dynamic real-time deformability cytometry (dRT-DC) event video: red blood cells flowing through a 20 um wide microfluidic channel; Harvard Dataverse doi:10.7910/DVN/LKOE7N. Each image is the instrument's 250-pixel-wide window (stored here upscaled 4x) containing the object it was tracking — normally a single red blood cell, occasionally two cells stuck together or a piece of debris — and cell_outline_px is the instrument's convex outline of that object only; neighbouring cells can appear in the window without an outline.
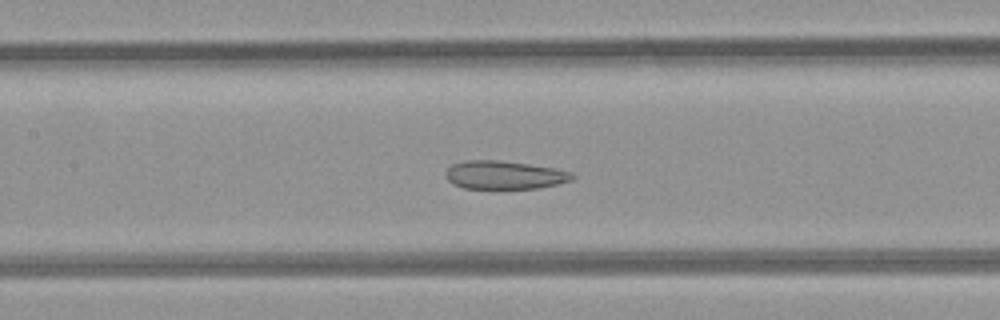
{"species": "common noctule bat (a hibernating species)", "species_latin": "Nyctalus noctula", "temperature_condition": "room temperature", "stored_images_in_passage": 42, "camera_frame_rate_fps": 3000, "um_per_image_px": 0.085, "animal": {"sex": "female", "body_mass_g": 21.9}, "frame": {"image": 1, "passage_image": 22, "time_ms": 7.0, "image_size_px": [1000, 320], "cell_outline_px": [[576, 176], [572, 180], [560, 184], [540, 188], [464, 188], [452, 184], [448, 180], [444, 172], [452, 164], [464, 160], [500, 160], [556, 168], [572, 172]], "centroid_in_image_um": [42.89, 14.87], "position_along_channel_um": 164.5, "area_um2": 21.1}}
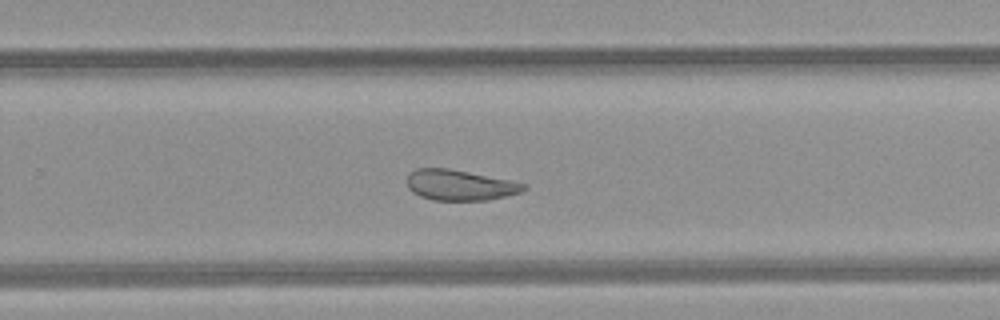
{"frame": {"image": 2, "passage_image": 31, "time_ms": 10.0, "image_size_px": [1000, 320], "cell_outline_px": [[528, 188], [520, 192], [488, 200], [432, 200], [420, 196], [412, 192], [408, 188], [408, 176], [416, 168], [448, 168], [508, 180], [524, 184]], "centroid_in_image_um": [39.05, 15.74], "position_along_channel_um": 290.7, "area_um2": 20.46}}
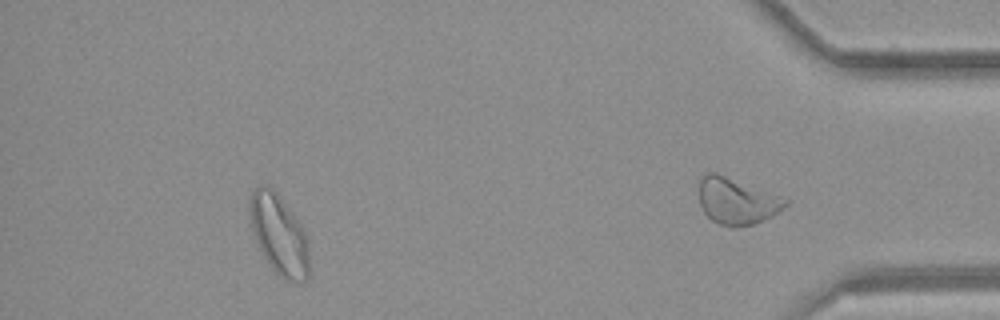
{"frame": {"image": 3, "passage_image": 37, "time_ms": 12.0, "image_size_px": [1000, 320], "cell_outline_px": [[308, 280], [284, 280], [272, 268], [264, 256], [252, 232], [248, 200], [248, 196], [252, 188], [256, 184], [268, 184], [276, 192], [300, 224], [304, 232], [308, 252]], "centroid_in_image_um": [23.65, 19.87], "position_along_channel_um": 411.5, "area_um2": 27.46}, "authors_computed_cell_mechanics": {"area_um2": 27.5995, "velocity_mm_per_s": 4.2233, "shape_relaxation_time_tau1_ms": null, "shape_relaxation_time_tau2_ms": 2.1275, "deformation_change_tau1": null, "deformation_change_tau2": 0.0941}}